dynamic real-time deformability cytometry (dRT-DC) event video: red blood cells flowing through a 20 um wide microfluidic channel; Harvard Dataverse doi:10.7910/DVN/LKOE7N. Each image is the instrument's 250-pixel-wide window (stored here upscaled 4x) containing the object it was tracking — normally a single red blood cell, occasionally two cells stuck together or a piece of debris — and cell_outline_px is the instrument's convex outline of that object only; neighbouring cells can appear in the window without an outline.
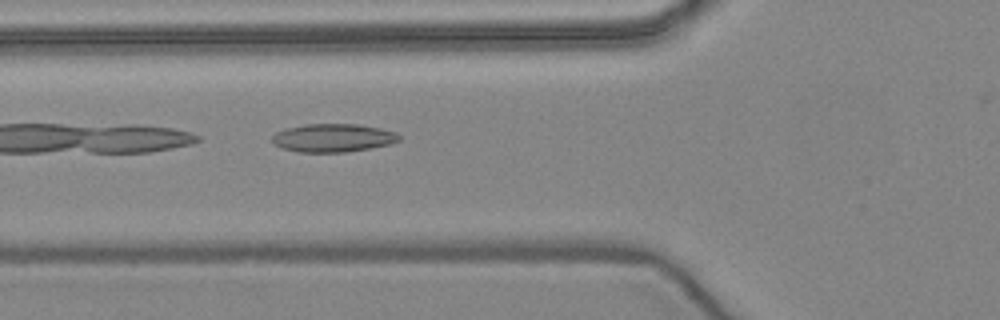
{"species": "common noctule bat (a hibernating species)", "species_latin": "Nyctalus noctula", "temperature_condition": "warm", "stored_images_in_passage": 34, "camera_frame_rate_fps": 3000, "um_per_image_px": 0.085, "animal": {"sex": "female", "body_mass_g": 24.6, "forearm_length_mm": 56.2}, "frame": {"image": 1, "passage_image": 3, "time_ms": 0.667, "image_size_px": [1000, 320], "cell_outline_px": [[400, 140], [388, 144], [368, 148], [344, 152], [296, 152], [284, 148], [276, 144], [272, 140], [272, 136], [276, 132], [284, 128], [304, 124], [356, 124], [380, 128], [396, 132], [400, 136]], "centroid_in_image_um": [28.29, 11.71], "position_along_channel_um": 97.5, "area_um2": 20.75}}
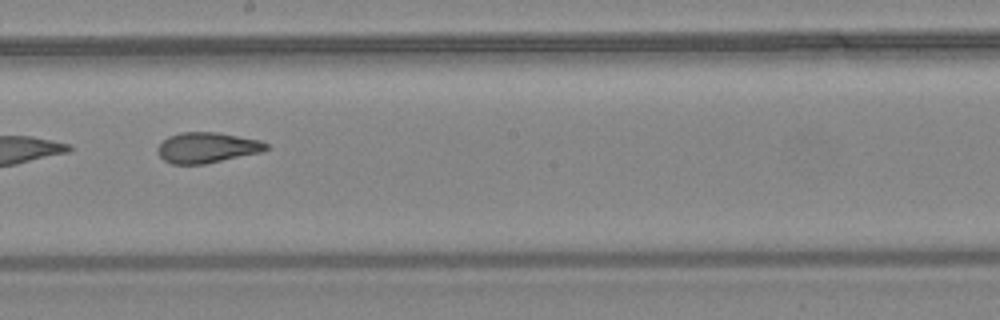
{"frame": {"image": 2, "passage_image": 13, "time_ms": 4.0, "image_size_px": [1000, 320], "cell_outline_px": [[268, 148], [264, 152], [204, 164], [172, 164], [164, 160], [156, 152], [156, 148], [168, 136], [180, 132], [216, 132], [260, 140], [268, 144]], "centroid_in_image_um": [17.6, 12.55], "position_along_channel_um": 230.6, "area_um2": 19.42}}
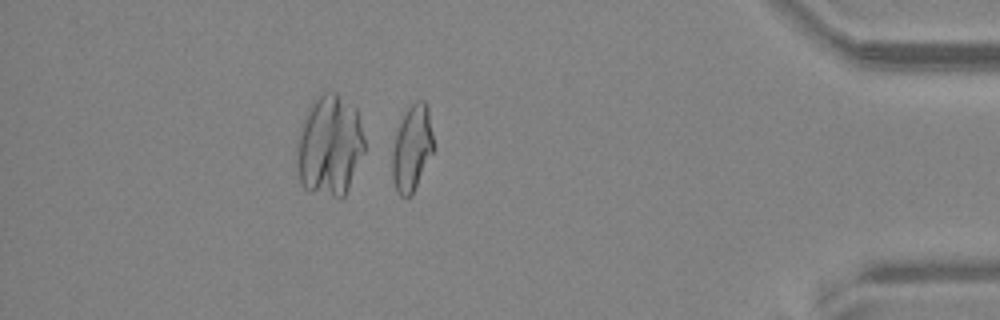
{"frame": {"image": 3, "passage_image": 29, "time_ms": 9.333, "image_size_px": [1000, 320], "cell_outline_px": [[432, 152], [412, 196], [400, 196], [396, 192], [392, 180], [392, 152], [396, 136], [400, 124], [408, 108], [416, 100], [424, 100], [428, 104], [432, 132]], "centroid_in_image_um": [35.01, 12.62], "position_along_channel_um": 400.2, "area_um2": 20.35}, "authors_computed_cell_mechanics": {"area_um2": 19.7676, "velocity_mm_per_s": 3.976, "shape_relaxation_time_tau1_ms": null, "shape_relaxation_time_tau2_ms": 1.9569, "deformation_change_tau1": null, "deformation_change_tau2": 0.0799}}